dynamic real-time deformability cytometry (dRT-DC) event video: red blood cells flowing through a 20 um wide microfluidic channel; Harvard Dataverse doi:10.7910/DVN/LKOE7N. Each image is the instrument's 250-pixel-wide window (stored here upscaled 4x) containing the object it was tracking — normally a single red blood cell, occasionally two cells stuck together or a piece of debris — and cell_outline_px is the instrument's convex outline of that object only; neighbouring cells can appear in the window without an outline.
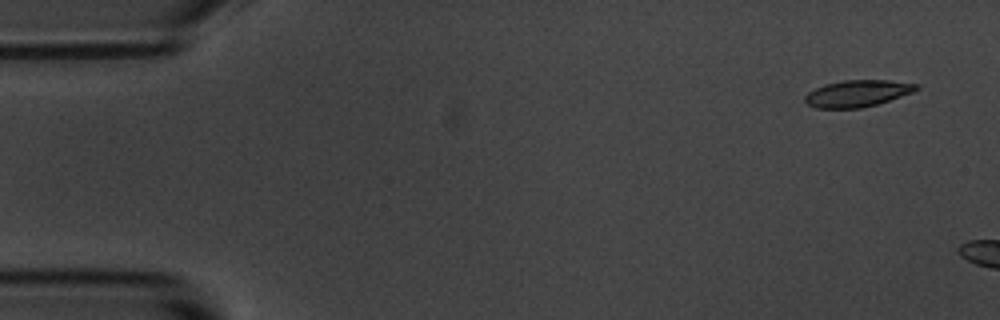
{"species": "common noctule bat (a hibernating species)", "species_latin": "Nyctalus noctula", "temperature_condition": "room temperature", "stored_images_in_passage": 3, "camera_frame_rate_fps": 3000, "um_per_image_px": 0.085, "animal": {"sex": "male", "body_mass_g": 20.1, "forearm_length_mm": 53.5}, "frame": {"image": 1, "passage_image": 1, "time_ms": 0.0, "image_size_px": [1000, 320], "cell_outline_px": [[920, 88], [912, 92], [876, 104], [860, 108], [816, 108], [808, 104], [804, 100], [804, 96], [808, 92], [824, 84], [844, 80], [888, 80], [920, 84]], "centroid_in_image_um": [72.87, 7.93], "position_along_channel_um": 12.1, "area_um2": 17.22}}